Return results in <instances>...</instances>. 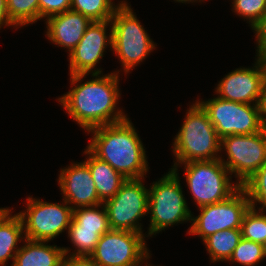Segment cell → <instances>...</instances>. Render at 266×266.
Instances as JSON below:
<instances>
[{
	"label": "cell",
	"instance_id": "5bb4252c",
	"mask_svg": "<svg viewBox=\"0 0 266 266\" xmlns=\"http://www.w3.org/2000/svg\"><path fill=\"white\" fill-rule=\"evenodd\" d=\"M111 20L92 21L76 47L69 53L70 75L88 74L97 65L106 45L112 47V27L107 36L106 28ZM108 37V38H107Z\"/></svg>",
	"mask_w": 266,
	"mask_h": 266
},
{
	"label": "cell",
	"instance_id": "9c48e42d",
	"mask_svg": "<svg viewBox=\"0 0 266 266\" xmlns=\"http://www.w3.org/2000/svg\"><path fill=\"white\" fill-rule=\"evenodd\" d=\"M221 150L227 151V160L221 162L235 173L239 185H243L266 162V128L250 135H228L221 139Z\"/></svg>",
	"mask_w": 266,
	"mask_h": 266
},
{
	"label": "cell",
	"instance_id": "4dcf8cb0",
	"mask_svg": "<svg viewBox=\"0 0 266 266\" xmlns=\"http://www.w3.org/2000/svg\"><path fill=\"white\" fill-rule=\"evenodd\" d=\"M62 266H98L90 256H64Z\"/></svg>",
	"mask_w": 266,
	"mask_h": 266
},
{
	"label": "cell",
	"instance_id": "7402d4cb",
	"mask_svg": "<svg viewBox=\"0 0 266 266\" xmlns=\"http://www.w3.org/2000/svg\"><path fill=\"white\" fill-rule=\"evenodd\" d=\"M119 5L114 6L112 0H71V10L83 14L91 21L111 20Z\"/></svg>",
	"mask_w": 266,
	"mask_h": 266
},
{
	"label": "cell",
	"instance_id": "8992f818",
	"mask_svg": "<svg viewBox=\"0 0 266 266\" xmlns=\"http://www.w3.org/2000/svg\"><path fill=\"white\" fill-rule=\"evenodd\" d=\"M185 165V177L194 200L200 207L226 200L240 187L231 184L229 170L216 160L190 161Z\"/></svg>",
	"mask_w": 266,
	"mask_h": 266
},
{
	"label": "cell",
	"instance_id": "f546056e",
	"mask_svg": "<svg viewBox=\"0 0 266 266\" xmlns=\"http://www.w3.org/2000/svg\"><path fill=\"white\" fill-rule=\"evenodd\" d=\"M255 31V35L258 42V49L256 50L258 58L266 60V14L262 19L252 28Z\"/></svg>",
	"mask_w": 266,
	"mask_h": 266
},
{
	"label": "cell",
	"instance_id": "ffe728a7",
	"mask_svg": "<svg viewBox=\"0 0 266 266\" xmlns=\"http://www.w3.org/2000/svg\"><path fill=\"white\" fill-rule=\"evenodd\" d=\"M24 234V226L21 217L16 213L0 226V266H5L8 259H15L19 248L17 243ZM17 247V248H16ZM13 253V254H12Z\"/></svg>",
	"mask_w": 266,
	"mask_h": 266
},
{
	"label": "cell",
	"instance_id": "603a6c76",
	"mask_svg": "<svg viewBox=\"0 0 266 266\" xmlns=\"http://www.w3.org/2000/svg\"><path fill=\"white\" fill-rule=\"evenodd\" d=\"M256 211L250 206L243 216L241 224L242 238L264 244L266 241V215L263 209Z\"/></svg>",
	"mask_w": 266,
	"mask_h": 266
},
{
	"label": "cell",
	"instance_id": "3957f363",
	"mask_svg": "<svg viewBox=\"0 0 266 266\" xmlns=\"http://www.w3.org/2000/svg\"><path fill=\"white\" fill-rule=\"evenodd\" d=\"M186 113L185 121L174 140V155L178 163L190 161L216 160L221 151V139L206 111L196 101Z\"/></svg>",
	"mask_w": 266,
	"mask_h": 266
},
{
	"label": "cell",
	"instance_id": "ba28073f",
	"mask_svg": "<svg viewBox=\"0 0 266 266\" xmlns=\"http://www.w3.org/2000/svg\"><path fill=\"white\" fill-rule=\"evenodd\" d=\"M149 191L141 178L126 179L119 191L103 204L112 230L142 233L139 219L148 213Z\"/></svg>",
	"mask_w": 266,
	"mask_h": 266
},
{
	"label": "cell",
	"instance_id": "ac0fdd59",
	"mask_svg": "<svg viewBox=\"0 0 266 266\" xmlns=\"http://www.w3.org/2000/svg\"><path fill=\"white\" fill-rule=\"evenodd\" d=\"M84 152L89 155L85 162L88 164L99 199L104 203L119 191L126 178L109 163L94 156L87 148Z\"/></svg>",
	"mask_w": 266,
	"mask_h": 266
},
{
	"label": "cell",
	"instance_id": "4316f807",
	"mask_svg": "<svg viewBox=\"0 0 266 266\" xmlns=\"http://www.w3.org/2000/svg\"><path fill=\"white\" fill-rule=\"evenodd\" d=\"M242 187L247 192L252 207L258 202L262 204L258 210L266 208V162Z\"/></svg>",
	"mask_w": 266,
	"mask_h": 266
},
{
	"label": "cell",
	"instance_id": "e0dca14e",
	"mask_svg": "<svg viewBox=\"0 0 266 266\" xmlns=\"http://www.w3.org/2000/svg\"><path fill=\"white\" fill-rule=\"evenodd\" d=\"M25 245L19 247L11 266H62L68 248L46 245V241L25 239Z\"/></svg>",
	"mask_w": 266,
	"mask_h": 266
},
{
	"label": "cell",
	"instance_id": "52a82bcc",
	"mask_svg": "<svg viewBox=\"0 0 266 266\" xmlns=\"http://www.w3.org/2000/svg\"><path fill=\"white\" fill-rule=\"evenodd\" d=\"M197 102L206 111L220 139L228 135H250L264 128L258 104L251 106L219 97Z\"/></svg>",
	"mask_w": 266,
	"mask_h": 266
},
{
	"label": "cell",
	"instance_id": "e575fe53",
	"mask_svg": "<svg viewBox=\"0 0 266 266\" xmlns=\"http://www.w3.org/2000/svg\"><path fill=\"white\" fill-rule=\"evenodd\" d=\"M176 1H177V2H182V3H183V2H191V1L193 2V1H196V0H176Z\"/></svg>",
	"mask_w": 266,
	"mask_h": 266
},
{
	"label": "cell",
	"instance_id": "836d02e7",
	"mask_svg": "<svg viewBox=\"0 0 266 266\" xmlns=\"http://www.w3.org/2000/svg\"><path fill=\"white\" fill-rule=\"evenodd\" d=\"M10 212L11 209L0 208V226L11 217L9 216Z\"/></svg>",
	"mask_w": 266,
	"mask_h": 266
},
{
	"label": "cell",
	"instance_id": "9a60e30c",
	"mask_svg": "<svg viewBox=\"0 0 266 266\" xmlns=\"http://www.w3.org/2000/svg\"><path fill=\"white\" fill-rule=\"evenodd\" d=\"M63 198L68 204H75L76 207L102 206V202L97 194L94 180L88 164H72L68 168L62 169L58 179Z\"/></svg>",
	"mask_w": 266,
	"mask_h": 266
},
{
	"label": "cell",
	"instance_id": "484cf974",
	"mask_svg": "<svg viewBox=\"0 0 266 266\" xmlns=\"http://www.w3.org/2000/svg\"><path fill=\"white\" fill-rule=\"evenodd\" d=\"M67 230L68 237L77 248V252L72 255L90 256L101 237L97 230L80 229V226H69Z\"/></svg>",
	"mask_w": 266,
	"mask_h": 266
},
{
	"label": "cell",
	"instance_id": "30bf717a",
	"mask_svg": "<svg viewBox=\"0 0 266 266\" xmlns=\"http://www.w3.org/2000/svg\"><path fill=\"white\" fill-rule=\"evenodd\" d=\"M144 237L143 233L110 229L90 257L98 266H141L150 257Z\"/></svg>",
	"mask_w": 266,
	"mask_h": 266
},
{
	"label": "cell",
	"instance_id": "4fadbf2b",
	"mask_svg": "<svg viewBox=\"0 0 266 266\" xmlns=\"http://www.w3.org/2000/svg\"><path fill=\"white\" fill-rule=\"evenodd\" d=\"M265 78L266 60L257 57L254 68H239L227 74L217 85L216 93L224 100L258 104Z\"/></svg>",
	"mask_w": 266,
	"mask_h": 266
},
{
	"label": "cell",
	"instance_id": "d4e9b609",
	"mask_svg": "<svg viewBox=\"0 0 266 266\" xmlns=\"http://www.w3.org/2000/svg\"><path fill=\"white\" fill-rule=\"evenodd\" d=\"M265 258L263 244L242 238L228 261L244 266H255Z\"/></svg>",
	"mask_w": 266,
	"mask_h": 266
},
{
	"label": "cell",
	"instance_id": "277c9868",
	"mask_svg": "<svg viewBox=\"0 0 266 266\" xmlns=\"http://www.w3.org/2000/svg\"><path fill=\"white\" fill-rule=\"evenodd\" d=\"M112 48L119 56L124 72L128 73L155 48L136 15L122 1L111 18Z\"/></svg>",
	"mask_w": 266,
	"mask_h": 266
},
{
	"label": "cell",
	"instance_id": "7a4b0ae2",
	"mask_svg": "<svg viewBox=\"0 0 266 266\" xmlns=\"http://www.w3.org/2000/svg\"><path fill=\"white\" fill-rule=\"evenodd\" d=\"M132 125L127 118L87 131L93 133L87 149L126 179H142L148 171L146 152Z\"/></svg>",
	"mask_w": 266,
	"mask_h": 266
},
{
	"label": "cell",
	"instance_id": "d6986e66",
	"mask_svg": "<svg viewBox=\"0 0 266 266\" xmlns=\"http://www.w3.org/2000/svg\"><path fill=\"white\" fill-rule=\"evenodd\" d=\"M242 239L241 228L217 231L204 240L212 262L228 261Z\"/></svg>",
	"mask_w": 266,
	"mask_h": 266
},
{
	"label": "cell",
	"instance_id": "6da1fadb",
	"mask_svg": "<svg viewBox=\"0 0 266 266\" xmlns=\"http://www.w3.org/2000/svg\"><path fill=\"white\" fill-rule=\"evenodd\" d=\"M101 72L93 70L96 78L83 84L80 81L86 74L71 75L72 85L79 84L58 98L69 116L86 131L127 119L122 110H115L120 96L118 73L98 76Z\"/></svg>",
	"mask_w": 266,
	"mask_h": 266
},
{
	"label": "cell",
	"instance_id": "d6a6232c",
	"mask_svg": "<svg viewBox=\"0 0 266 266\" xmlns=\"http://www.w3.org/2000/svg\"><path fill=\"white\" fill-rule=\"evenodd\" d=\"M2 25H15L8 16L7 0H0V28Z\"/></svg>",
	"mask_w": 266,
	"mask_h": 266
},
{
	"label": "cell",
	"instance_id": "7c38bea8",
	"mask_svg": "<svg viewBox=\"0 0 266 266\" xmlns=\"http://www.w3.org/2000/svg\"><path fill=\"white\" fill-rule=\"evenodd\" d=\"M26 212H19L24 226V238L34 241L53 240L56 236L69 228L73 206L43 202L31 197L27 198Z\"/></svg>",
	"mask_w": 266,
	"mask_h": 266
},
{
	"label": "cell",
	"instance_id": "d590c367",
	"mask_svg": "<svg viewBox=\"0 0 266 266\" xmlns=\"http://www.w3.org/2000/svg\"><path fill=\"white\" fill-rule=\"evenodd\" d=\"M263 248H264V254H265V257H266V241H265V243L263 244Z\"/></svg>",
	"mask_w": 266,
	"mask_h": 266
},
{
	"label": "cell",
	"instance_id": "1f68e13d",
	"mask_svg": "<svg viewBox=\"0 0 266 266\" xmlns=\"http://www.w3.org/2000/svg\"><path fill=\"white\" fill-rule=\"evenodd\" d=\"M258 109L260 113L261 122L266 128V78L263 80L261 92H260V98L258 101Z\"/></svg>",
	"mask_w": 266,
	"mask_h": 266
},
{
	"label": "cell",
	"instance_id": "2e32d148",
	"mask_svg": "<svg viewBox=\"0 0 266 266\" xmlns=\"http://www.w3.org/2000/svg\"><path fill=\"white\" fill-rule=\"evenodd\" d=\"M47 37L56 45L67 48L69 53L76 47L91 20L83 14L67 10L46 19Z\"/></svg>",
	"mask_w": 266,
	"mask_h": 266
},
{
	"label": "cell",
	"instance_id": "8fae6325",
	"mask_svg": "<svg viewBox=\"0 0 266 266\" xmlns=\"http://www.w3.org/2000/svg\"><path fill=\"white\" fill-rule=\"evenodd\" d=\"M251 206L247 192L241 186L224 201L200 207L201 213L191 217L189 234H196L204 241L217 231L241 228L242 219Z\"/></svg>",
	"mask_w": 266,
	"mask_h": 266
},
{
	"label": "cell",
	"instance_id": "cb8c5ba5",
	"mask_svg": "<svg viewBox=\"0 0 266 266\" xmlns=\"http://www.w3.org/2000/svg\"><path fill=\"white\" fill-rule=\"evenodd\" d=\"M10 20L16 26H25L39 20V0H7Z\"/></svg>",
	"mask_w": 266,
	"mask_h": 266
},
{
	"label": "cell",
	"instance_id": "44dd1931",
	"mask_svg": "<svg viewBox=\"0 0 266 266\" xmlns=\"http://www.w3.org/2000/svg\"><path fill=\"white\" fill-rule=\"evenodd\" d=\"M99 206L74 208L70 226H80V229L97 230L102 236L110 230L108 215L103 204L102 209Z\"/></svg>",
	"mask_w": 266,
	"mask_h": 266
},
{
	"label": "cell",
	"instance_id": "5b68a950",
	"mask_svg": "<svg viewBox=\"0 0 266 266\" xmlns=\"http://www.w3.org/2000/svg\"><path fill=\"white\" fill-rule=\"evenodd\" d=\"M177 170L171 168L148 190V213L151 211L149 236L181 221L191 220L192 214L183 196Z\"/></svg>",
	"mask_w": 266,
	"mask_h": 266
},
{
	"label": "cell",
	"instance_id": "f1b7e54d",
	"mask_svg": "<svg viewBox=\"0 0 266 266\" xmlns=\"http://www.w3.org/2000/svg\"><path fill=\"white\" fill-rule=\"evenodd\" d=\"M71 9V0H39V20Z\"/></svg>",
	"mask_w": 266,
	"mask_h": 266
},
{
	"label": "cell",
	"instance_id": "83f0119b",
	"mask_svg": "<svg viewBox=\"0 0 266 266\" xmlns=\"http://www.w3.org/2000/svg\"><path fill=\"white\" fill-rule=\"evenodd\" d=\"M235 12L249 20L253 28L266 14V0H233Z\"/></svg>",
	"mask_w": 266,
	"mask_h": 266
}]
</instances>
